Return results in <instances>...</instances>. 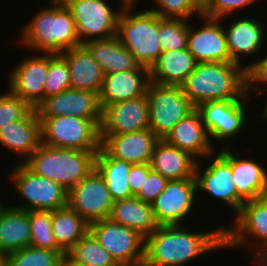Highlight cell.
Here are the masks:
<instances>
[{
    "instance_id": "b9f144b4",
    "label": "cell",
    "mask_w": 267,
    "mask_h": 266,
    "mask_svg": "<svg viewBox=\"0 0 267 266\" xmlns=\"http://www.w3.org/2000/svg\"><path fill=\"white\" fill-rule=\"evenodd\" d=\"M259 0H212L211 3L203 10V16L214 19L229 18L242 9L250 5H256Z\"/></svg>"
},
{
    "instance_id": "30bf717a",
    "label": "cell",
    "mask_w": 267,
    "mask_h": 266,
    "mask_svg": "<svg viewBox=\"0 0 267 266\" xmlns=\"http://www.w3.org/2000/svg\"><path fill=\"white\" fill-rule=\"evenodd\" d=\"M89 231L122 266H143L145 238L110 218L89 224Z\"/></svg>"
},
{
    "instance_id": "8992f818",
    "label": "cell",
    "mask_w": 267,
    "mask_h": 266,
    "mask_svg": "<svg viewBox=\"0 0 267 266\" xmlns=\"http://www.w3.org/2000/svg\"><path fill=\"white\" fill-rule=\"evenodd\" d=\"M41 123L42 144L85 151L101 148L100 126L102 121L62 116H38Z\"/></svg>"
},
{
    "instance_id": "ffe728a7",
    "label": "cell",
    "mask_w": 267,
    "mask_h": 266,
    "mask_svg": "<svg viewBox=\"0 0 267 266\" xmlns=\"http://www.w3.org/2000/svg\"><path fill=\"white\" fill-rule=\"evenodd\" d=\"M262 22L247 16L225 25L227 28L223 25L232 62L243 66L241 58L247 57L251 60L254 56L263 53L267 25Z\"/></svg>"
},
{
    "instance_id": "4fadbf2b",
    "label": "cell",
    "mask_w": 267,
    "mask_h": 266,
    "mask_svg": "<svg viewBox=\"0 0 267 266\" xmlns=\"http://www.w3.org/2000/svg\"><path fill=\"white\" fill-rule=\"evenodd\" d=\"M210 157L214 158L206 168L201 167L200 160L196 164V191L206 192L214 199L223 201V204L227 203L236 216L246 200L237 192L231 165L219 152L215 151Z\"/></svg>"
},
{
    "instance_id": "2e32d148",
    "label": "cell",
    "mask_w": 267,
    "mask_h": 266,
    "mask_svg": "<svg viewBox=\"0 0 267 266\" xmlns=\"http://www.w3.org/2000/svg\"><path fill=\"white\" fill-rule=\"evenodd\" d=\"M10 70L8 90L36 109L44 101L48 53L25 57Z\"/></svg>"
},
{
    "instance_id": "5bb4252c",
    "label": "cell",
    "mask_w": 267,
    "mask_h": 266,
    "mask_svg": "<svg viewBox=\"0 0 267 266\" xmlns=\"http://www.w3.org/2000/svg\"><path fill=\"white\" fill-rule=\"evenodd\" d=\"M113 203L104 179L95 168L68 192V206L89 224L109 218Z\"/></svg>"
},
{
    "instance_id": "cb8c5ba5",
    "label": "cell",
    "mask_w": 267,
    "mask_h": 266,
    "mask_svg": "<svg viewBox=\"0 0 267 266\" xmlns=\"http://www.w3.org/2000/svg\"><path fill=\"white\" fill-rule=\"evenodd\" d=\"M222 148L217 151L231 165L237 192L246 201L267 196V169L261 162L236 155L229 145L226 147L224 144Z\"/></svg>"
},
{
    "instance_id": "277c9868",
    "label": "cell",
    "mask_w": 267,
    "mask_h": 266,
    "mask_svg": "<svg viewBox=\"0 0 267 266\" xmlns=\"http://www.w3.org/2000/svg\"><path fill=\"white\" fill-rule=\"evenodd\" d=\"M97 152L41 144L23 163L69 192L95 168Z\"/></svg>"
},
{
    "instance_id": "f35d334b",
    "label": "cell",
    "mask_w": 267,
    "mask_h": 266,
    "mask_svg": "<svg viewBox=\"0 0 267 266\" xmlns=\"http://www.w3.org/2000/svg\"><path fill=\"white\" fill-rule=\"evenodd\" d=\"M153 3L158 6L149 10L154 12L161 18L184 19L190 20L194 15L200 18L203 11L196 5L193 0H153Z\"/></svg>"
},
{
    "instance_id": "7bdbcfd3",
    "label": "cell",
    "mask_w": 267,
    "mask_h": 266,
    "mask_svg": "<svg viewBox=\"0 0 267 266\" xmlns=\"http://www.w3.org/2000/svg\"><path fill=\"white\" fill-rule=\"evenodd\" d=\"M169 180L160 173L151 171L145 179L143 186L135 195L143 202L152 203L158 195L165 189L166 183Z\"/></svg>"
},
{
    "instance_id": "e0dca14e",
    "label": "cell",
    "mask_w": 267,
    "mask_h": 266,
    "mask_svg": "<svg viewBox=\"0 0 267 266\" xmlns=\"http://www.w3.org/2000/svg\"><path fill=\"white\" fill-rule=\"evenodd\" d=\"M200 27L189 21L187 48L197 63L232 62L225 32L223 18L214 19L201 16Z\"/></svg>"
},
{
    "instance_id": "6da1fadb",
    "label": "cell",
    "mask_w": 267,
    "mask_h": 266,
    "mask_svg": "<svg viewBox=\"0 0 267 266\" xmlns=\"http://www.w3.org/2000/svg\"><path fill=\"white\" fill-rule=\"evenodd\" d=\"M224 248V227L195 232L183 225H161L145 238L143 266H185Z\"/></svg>"
},
{
    "instance_id": "d6a6232c",
    "label": "cell",
    "mask_w": 267,
    "mask_h": 266,
    "mask_svg": "<svg viewBox=\"0 0 267 266\" xmlns=\"http://www.w3.org/2000/svg\"><path fill=\"white\" fill-rule=\"evenodd\" d=\"M51 220L55 242L65 253L89 231V223L69 206L51 211Z\"/></svg>"
},
{
    "instance_id": "d6986e66",
    "label": "cell",
    "mask_w": 267,
    "mask_h": 266,
    "mask_svg": "<svg viewBox=\"0 0 267 266\" xmlns=\"http://www.w3.org/2000/svg\"><path fill=\"white\" fill-rule=\"evenodd\" d=\"M149 129L147 94L107 105L102 110L100 134L132 133Z\"/></svg>"
},
{
    "instance_id": "e575fe53",
    "label": "cell",
    "mask_w": 267,
    "mask_h": 266,
    "mask_svg": "<svg viewBox=\"0 0 267 266\" xmlns=\"http://www.w3.org/2000/svg\"><path fill=\"white\" fill-rule=\"evenodd\" d=\"M66 253L28 246L7 254L8 266H63Z\"/></svg>"
},
{
    "instance_id": "ab89813d",
    "label": "cell",
    "mask_w": 267,
    "mask_h": 266,
    "mask_svg": "<svg viewBox=\"0 0 267 266\" xmlns=\"http://www.w3.org/2000/svg\"><path fill=\"white\" fill-rule=\"evenodd\" d=\"M33 109L10 90L0 95V129L8 123L24 119Z\"/></svg>"
},
{
    "instance_id": "9a60e30c",
    "label": "cell",
    "mask_w": 267,
    "mask_h": 266,
    "mask_svg": "<svg viewBox=\"0 0 267 266\" xmlns=\"http://www.w3.org/2000/svg\"><path fill=\"white\" fill-rule=\"evenodd\" d=\"M196 195L195 178L169 180L165 189L151 203L159 226L182 225L196 206Z\"/></svg>"
},
{
    "instance_id": "d4e9b609",
    "label": "cell",
    "mask_w": 267,
    "mask_h": 266,
    "mask_svg": "<svg viewBox=\"0 0 267 266\" xmlns=\"http://www.w3.org/2000/svg\"><path fill=\"white\" fill-rule=\"evenodd\" d=\"M0 144L16 156H22L23 163L41 144V123L34 108L24 119L5 125L0 129ZM18 154V155H17Z\"/></svg>"
},
{
    "instance_id": "f907efd6",
    "label": "cell",
    "mask_w": 267,
    "mask_h": 266,
    "mask_svg": "<svg viewBox=\"0 0 267 266\" xmlns=\"http://www.w3.org/2000/svg\"><path fill=\"white\" fill-rule=\"evenodd\" d=\"M5 207H6V206H4V205L2 204V202H0V214H1L2 211L5 209Z\"/></svg>"
},
{
    "instance_id": "ba28073f",
    "label": "cell",
    "mask_w": 267,
    "mask_h": 266,
    "mask_svg": "<svg viewBox=\"0 0 267 266\" xmlns=\"http://www.w3.org/2000/svg\"><path fill=\"white\" fill-rule=\"evenodd\" d=\"M149 102V129L164 139L173 127L195 107L181 86L150 81L146 90Z\"/></svg>"
},
{
    "instance_id": "ac0fdd59",
    "label": "cell",
    "mask_w": 267,
    "mask_h": 266,
    "mask_svg": "<svg viewBox=\"0 0 267 266\" xmlns=\"http://www.w3.org/2000/svg\"><path fill=\"white\" fill-rule=\"evenodd\" d=\"M38 116H73L102 121V108L98 93L67 89L46 98L37 108Z\"/></svg>"
},
{
    "instance_id": "7c38bea8",
    "label": "cell",
    "mask_w": 267,
    "mask_h": 266,
    "mask_svg": "<svg viewBox=\"0 0 267 266\" xmlns=\"http://www.w3.org/2000/svg\"><path fill=\"white\" fill-rule=\"evenodd\" d=\"M250 101L251 99L245 95L238 100L208 101L196 107L201 114L213 147L212 141L216 140L218 143L227 141L226 139L232 140L243 132L248 120L247 106L250 105Z\"/></svg>"
},
{
    "instance_id": "484cf974",
    "label": "cell",
    "mask_w": 267,
    "mask_h": 266,
    "mask_svg": "<svg viewBox=\"0 0 267 266\" xmlns=\"http://www.w3.org/2000/svg\"><path fill=\"white\" fill-rule=\"evenodd\" d=\"M60 55L70 70V88L99 94L105 74L89 50L82 44Z\"/></svg>"
},
{
    "instance_id": "1f68e13d",
    "label": "cell",
    "mask_w": 267,
    "mask_h": 266,
    "mask_svg": "<svg viewBox=\"0 0 267 266\" xmlns=\"http://www.w3.org/2000/svg\"><path fill=\"white\" fill-rule=\"evenodd\" d=\"M133 164L112 157L102 146L95 157V169L107 185L113 201L134 196L128 183V174Z\"/></svg>"
},
{
    "instance_id": "f6af8a7d",
    "label": "cell",
    "mask_w": 267,
    "mask_h": 266,
    "mask_svg": "<svg viewBox=\"0 0 267 266\" xmlns=\"http://www.w3.org/2000/svg\"><path fill=\"white\" fill-rule=\"evenodd\" d=\"M251 253L253 254L252 259L255 261V266H267V242L253 247Z\"/></svg>"
},
{
    "instance_id": "836d02e7",
    "label": "cell",
    "mask_w": 267,
    "mask_h": 266,
    "mask_svg": "<svg viewBox=\"0 0 267 266\" xmlns=\"http://www.w3.org/2000/svg\"><path fill=\"white\" fill-rule=\"evenodd\" d=\"M64 260L67 263H82L96 266H122L99 244L90 231L66 252Z\"/></svg>"
},
{
    "instance_id": "74e56055",
    "label": "cell",
    "mask_w": 267,
    "mask_h": 266,
    "mask_svg": "<svg viewBox=\"0 0 267 266\" xmlns=\"http://www.w3.org/2000/svg\"><path fill=\"white\" fill-rule=\"evenodd\" d=\"M70 88V70L60 54L48 53V72L44 87V100Z\"/></svg>"
},
{
    "instance_id": "bcb514c9",
    "label": "cell",
    "mask_w": 267,
    "mask_h": 266,
    "mask_svg": "<svg viewBox=\"0 0 267 266\" xmlns=\"http://www.w3.org/2000/svg\"><path fill=\"white\" fill-rule=\"evenodd\" d=\"M193 1L203 11L211 3L212 0H193Z\"/></svg>"
},
{
    "instance_id": "f546056e",
    "label": "cell",
    "mask_w": 267,
    "mask_h": 266,
    "mask_svg": "<svg viewBox=\"0 0 267 266\" xmlns=\"http://www.w3.org/2000/svg\"><path fill=\"white\" fill-rule=\"evenodd\" d=\"M83 45L101 66L104 74L140 67L133 54L120 43L117 36L106 39H93Z\"/></svg>"
},
{
    "instance_id": "60d3db41",
    "label": "cell",
    "mask_w": 267,
    "mask_h": 266,
    "mask_svg": "<svg viewBox=\"0 0 267 266\" xmlns=\"http://www.w3.org/2000/svg\"><path fill=\"white\" fill-rule=\"evenodd\" d=\"M266 57L244 65L246 76V95L253 100L257 95H264L267 85V54ZM254 62V63H253ZM263 83V87L262 86ZM256 92L254 96L252 92Z\"/></svg>"
},
{
    "instance_id": "4316f807",
    "label": "cell",
    "mask_w": 267,
    "mask_h": 266,
    "mask_svg": "<svg viewBox=\"0 0 267 266\" xmlns=\"http://www.w3.org/2000/svg\"><path fill=\"white\" fill-rule=\"evenodd\" d=\"M198 160L189 152L168 144L159 139L153 151L152 170L168 180L195 178V167Z\"/></svg>"
},
{
    "instance_id": "44dd1931",
    "label": "cell",
    "mask_w": 267,
    "mask_h": 266,
    "mask_svg": "<svg viewBox=\"0 0 267 266\" xmlns=\"http://www.w3.org/2000/svg\"><path fill=\"white\" fill-rule=\"evenodd\" d=\"M101 146L114 158L132 164H150L159 138L150 130L100 134Z\"/></svg>"
},
{
    "instance_id": "681fc988",
    "label": "cell",
    "mask_w": 267,
    "mask_h": 266,
    "mask_svg": "<svg viewBox=\"0 0 267 266\" xmlns=\"http://www.w3.org/2000/svg\"><path fill=\"white\" fill-rule=\"evenodd\" d=\"M63 266H96V265H88L82 263H67L65 260L63 261Z\"/></svg>"
},
{
    "instance_id": "52a82bcc",
    "label": "cell",
    "mask_w": 267,
    "mask_h": 266,
    "mask_svg": "<svg viewBox=\"0 0 267 266\" xmlns=\"http://www.w3.org/2000/svg\"><path fill=\"white\" fill-rule=\"evenodd\" d=\"M9 172L15 193L28 203L12 207L23 210L53 211L68 206V191L59 183L34 174L24 163L12 167Z\"/></svg>"
},
{
    "instance_id": "3957f363",
    "label": "cell",
    "mask_w": 267,
    "mask_h": 266,
    "mask_svg": "<svg viewBox=\"0 0 267 266\" xmlns=\"http://www.w3.org/2000/svg\"><path fill=\"white\" fill-rule=\"evenodd\" d=\"M181 87L195 108L208 101L242 99L246 95L245 68L234 62L197 63Z\"/></svg>"
},
{
    "instance_id": "c3c4849f",
    "label": "cell",
    "mask_w": 267,
    "mask_h": 266,
    "mask_svg": "<svg viewBox=\"0 0 267 266\" xmlns=\"http://www.w3.org/2000/svg\"><path fill=\"white\" fill-rule=\"evenodd\" d=\"M0 266H8V256L0 252Z\"/></svg>"
},
{
    "instance_id": "f1b7e54d",
    "label": "cell",
    "mask_w": 267,
    "mask_h": 266,
    "mask_svg": "<svg viewBox=\"0 0 267 266\" xmlns=\"http://www.w3.org/2000/svg\"><path fill=\"white\" fill-rule=\"evenodd\" d=\"M109 218L146 238L158 227L152 205L135 196L115 201Z\"/></svg>"
},
{
    "instance_id": "ee69618b",
    "label": "cell",
    "mask_w": 267,
    "mask_h": 266,
    "mask_svg": "<svg viewBox=\"0 0 267 266\" xmlns=\"http://www.w3.org/2000/svg\"><path fill=\"white\" fill-rule=\"evenodd\" d=\"M152 171L151 164H133L128 174V183L130 186L131 193L135 196L141 187L148 174Z\"/></svg>"
},
{
    "instance_id": "7402d4cb",
    "label": "cell",
    "mask_w": 267,
    "mask_h": 266,
    "mask_svg": "<svg viewBox=\"0 0 267 266\" xmlns=\"http://www.w3.org/2000/svg\"><path fill=\"white\" fill-rule=\"evenodd\" d=\"M149 82V69L143 66L105 74L98 94L102 110L107 105L145 95Z\"/></svg>"
},
{
    "instance_id": "9c48e42d",
    "label": "cell",
    "mask_w": 267,
    "mask_h": 266,
    "mask_svg": "<svg viewBox=\"0 0 267 266\" xmlns=\"http://www.w3.org/2000/svg\"><path fill=\"white\" fill-rule=\"evenodd\" d=\"M60 1L75 19L77 34L81 44L93 39L115 37L117 35L120 13L128 2L120 1V7L115 10L107 0Z\"/></svg>"
},
{
    "instance_id": "4dcf8cb0",
    "label": "cell",
    "mask_w": 267,
    "mask_h": 266,
    "mask_svg": "<svg viewBox=\"0 0 267 266\" xmlns=\"http://www.w3.org/2000/svg\"><path fill=\"white\" fill-rule=\"evenodd\" d=\"M31 224L28 210L6 206L0 214V252L9 254L30 246Z\"/></svg>"
},
{
    "instance_id": "5b68a950",
    "label": "cell",
    "mask_w": 267,
    "mask_h": 266,
    "mask_svg": "<svg viewBox=\"0 0 267 266\" xmlns=\"http://www.w3.org/2000/svg\"><path fill=\"white\" fill-rule=\"evenodd\" d=\"M135 3L136 0H129L124 5L118 19L116 36L133 54L139 66L149 69L162 53L158 40V15L149 8L135 11Z\"/></svg>"
},
{
    "instance_id": "d590c367",
    "label": "cell",
    "mask_w": 267,
    "mask_h": 266,
    "mask_svg": "<svg viewBox=\"0 0 267 266\" xmlns=\"http://www.w3.org/2000/svg\"><path fill=\"white\" fill-rule=\"evenodd\" d=\"M189 21L158 16V40L162 51L187 48Z\"/></svg>"
},
{
    "instance_id": "7dc6e473",
    "label": "cell",
    "mask_w": 267,
    "mask_h": 266,
    "mask_svg": "<svg viewBox=\"0 0 267 266\" xmlns=\"http://www.w3.org/2000/svg\"><path fill=\"white\" fill-rule=\"evenodd\" d=\"M266 101H264L265 102V106H263L264 107V111L261 109V111H262V114H259L260 116V118L262 119V121L261 122H267V94H266Z\"/></svg>"
},
{
    "instance_id": "603a6c76",
    "label": "cell",
    "mask_w": 267,
    "mask_h": 266,
    "mask_svg": "<svg viewBox=\"0 0 267 266\" xmlns=\"http://www.w3.org/2000/svg\"><path fill=\"white\" fill-rule=\"evenodd\" d=\"M164 140L170 145L189 152L198 161L202 157L210 160V155L215 152L201 114L196 108L180 120Z\"/></svg>"
},
{
    "instance_id": "8fae6325",
    "label": "cell",
    "mask_w": 267,
    "mask_h": 266,
    "mask_svg": "<svg viewBox=\"0 0 267 266\" xmlns=\"http://www.w3.org/2000/svg\"><path fill=\"white\" fill-rule=\"evenodd\" d=\"M232 218L234 224L224 225V249L252 250L267 242V196L245 201Z\"/></svg>"
},
{
    "instance_id": "8d00e7d4",
    "label": "cell",
    "mask_w": 267,
    "mask_h": 266,
    "mask_svg": "<svg viewBox=\"0 0 267 266\" xmlns=\"http://www.w3.org/2000/svg\"><path fill=\"white\" fill-rule=\"evenodd\" d=\"M31 224L30 246L63 251L55 242L52 232L51 211L28 210Z\"/></svg>"
},
{
    "instance_id": "83f0119b",
    "label": "cell",
    "mask_w": 267,
    "mask_h": 266,
    "mask_svg": "<svg viewBox=\"0 0 267 266\" xmlns=\"http://www.w3.org/2000/svg\"><path fill=\"white\" fill-rule=\"evenodd\" d=\"M197 62L188 48L162 51L149 68L150 81L181 86L195 69Z\"/></svg>"
},
{
    "instance_id": "7a4b0ae2",
    "label": "cell",
    "mask_w": 267,
    "mask_h": 266,
    "mask_svg": "<svg viewBox=\"0 0 267 266\" xmlns=\"http://www.w3.org/2000/svg\"><path fill=\"white\" fill-rule=\"evenodd\" d=\"M30 21L21 27L19 43L39 53L61 54L65 50L82 45L75 19L60 0H49ZM29 47V48H28Z\"/></svg>"
}]
</instances>
